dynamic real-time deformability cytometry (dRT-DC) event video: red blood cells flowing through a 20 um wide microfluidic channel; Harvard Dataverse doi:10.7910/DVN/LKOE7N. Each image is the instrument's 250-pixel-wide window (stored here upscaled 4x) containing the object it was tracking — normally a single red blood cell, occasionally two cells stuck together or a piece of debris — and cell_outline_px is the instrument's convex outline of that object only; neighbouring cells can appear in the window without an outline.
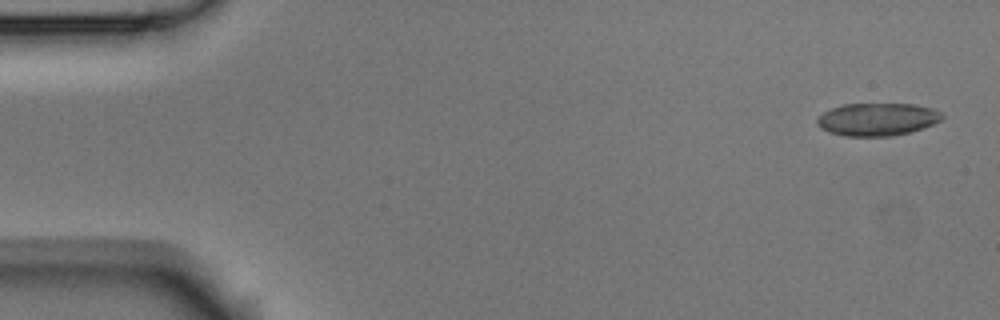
{"species": "Egyptian fruit bat (a non-hibernating species)", "species_latin": "Rousettus aegyptiacus", "temperature_condition": "room temperature", "stored_images_in_passage": 6, "camera_frame_rate_fps": 3000, "um_per_image_px": 0.085, "animal": {"sex": "male"}, "frame": {"image": 1, "passage_image": 1, "time_ms": 0.0, "image_size_px": [1000, 320], "cell_outline_px": [[944, 116], [940, 120], [932, 124], [908, 132], [892, 136], [844, 136], [828, 132], [820, 128], [816, 124], [816, 120], [824, 112], [832, 108], [844, 104], [912, 104], [932, 108], [940, 112]], "centroid_in_image_um": [74.53, 10.14], "position_along_channel_um": 10.5, "area_um2": 23.64}}
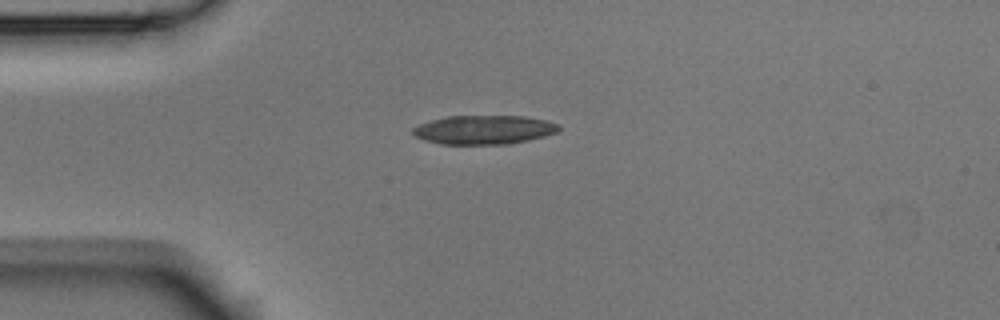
{"frame": {"image": 2, "passage_image": 4, "time_ms": 1.0, "image_size_px": [1000, 320], "cell_outline_px": [[560, 128], [556, 132], [544, 136], [528, 140], [508, 144], [440, 144], [424, 140], [412, 136], [412, 128], [420, 124], [432, 120], [448, 116], [524, 116], [544, 120], [556, 124]], "centroid_in_image_um": [41.08, 11.03], "position_along_channel_um": 43.9, "area_um2": 24.51}}
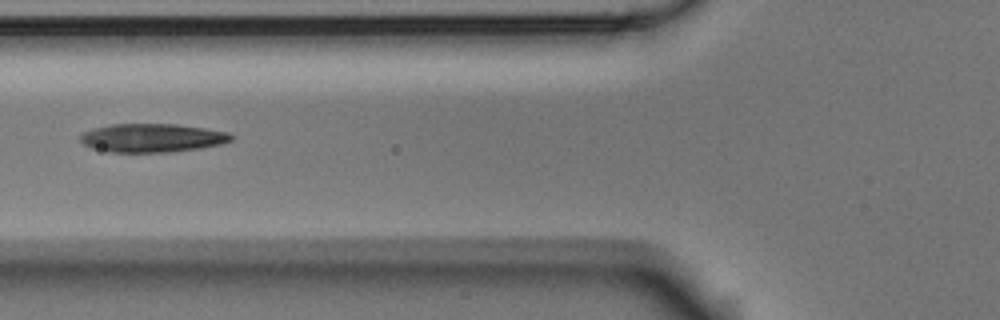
{"frame": {"image": 3, "passage_image": 6, "time_ms": 1.667, "image_size_px": [1000, 320], "cell_outline_px": [[236, 136], [232, 140], [220, 144], [200, 148], [168, 152], [108, 152], [92, 148], [84, 144], [80, 140], [80, 136], [84, 132], [92, 128], [112, 124], [176, 124], [204, 128], [228, 132]], "centroid_in_image_um": [12.94, 11.72], "position_along_channel_um": 112.9, "area_um2": 25.14}}